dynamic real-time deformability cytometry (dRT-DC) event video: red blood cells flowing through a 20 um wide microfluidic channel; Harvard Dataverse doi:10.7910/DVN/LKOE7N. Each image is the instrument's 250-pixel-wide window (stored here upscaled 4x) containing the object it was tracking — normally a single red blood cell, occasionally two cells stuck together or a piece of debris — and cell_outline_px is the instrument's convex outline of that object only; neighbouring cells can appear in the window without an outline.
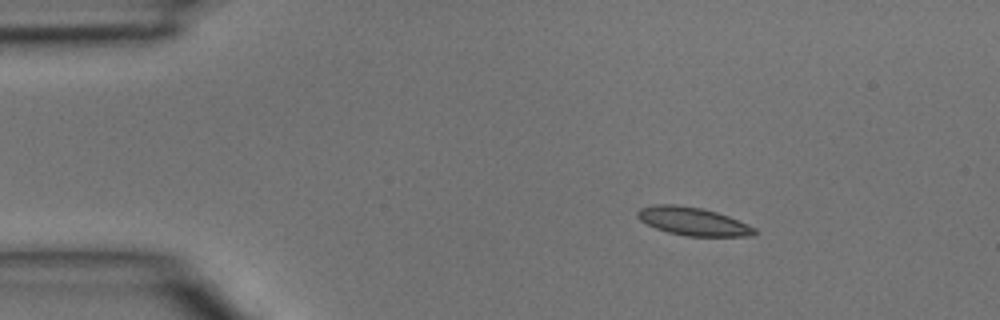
{"species": "common noctule bat (a hibernating species)", "species_latin": "Nyctalus noctula", "temperature_condition": "room temperature", "stored_images_in_passage": 3, "camera_frame_rate_fps": 3000, "um_per_image_px": 0.085, "animal": {"sex": "male", "body_mass_g": 15.6}, "frame": {"image": 1, "passage_image": 1, "time_ms": 0.0, "image_size_px": [1000, 320], "cell_outline_px": [[756, 236], [688, 236], [668, 232], [656, 228], [640, 220], [636, 216], [636, 212], [640, 208], [652, 204], [676, 204], [704, 208], [728, 216], [748, 224], [756, 228]], "centroid_in_image_um": [58.9, 18.8], "position_along_channel_um": 26.1, "area_um2": 19.31}}